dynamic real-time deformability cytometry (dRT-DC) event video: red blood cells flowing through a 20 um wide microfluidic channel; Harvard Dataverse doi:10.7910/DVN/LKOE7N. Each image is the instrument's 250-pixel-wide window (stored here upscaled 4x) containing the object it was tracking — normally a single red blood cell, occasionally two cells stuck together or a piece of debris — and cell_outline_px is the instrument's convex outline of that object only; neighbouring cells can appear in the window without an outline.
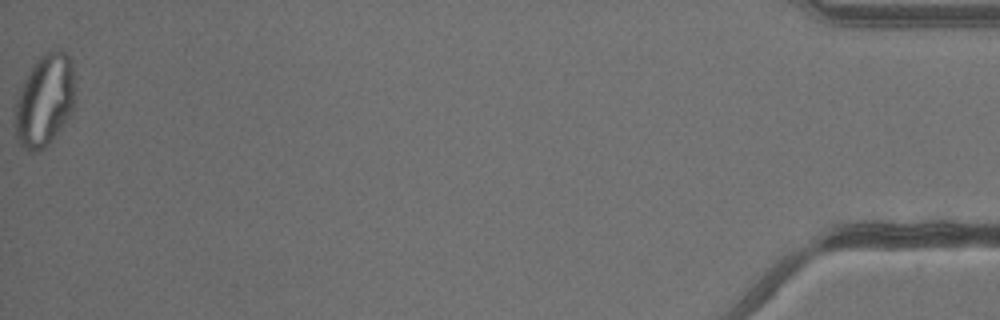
{"species": "common noctule bat (a hibernating species)", "species_latin": "Nyctalus noctula", "temperature_condition": "warm", "stored_images_in_passage": 30, "camera_frame_rate_fps": 3000, "um_per_image_px": 0.085, "animal": {"sex": "male", "body_mass_g": 13.3}, "frame": {"image": 1, "passage_image": 30, "time_ms": 9.667, "image_size_px": [1000, 320], "cell_outline_px": [[72, 112], [52, 140], [48, 144], [36, 152], [28, 152], [16, 140], [12, 120], [20, 88], [28, 72], [36, 60], [44, 52], [56, 48], [60, 48], [72, 60]], "centroid_in_image_um": [3.73, 8.55], "position_along_channel_um": 431.5, "area_um2": 32.25}}